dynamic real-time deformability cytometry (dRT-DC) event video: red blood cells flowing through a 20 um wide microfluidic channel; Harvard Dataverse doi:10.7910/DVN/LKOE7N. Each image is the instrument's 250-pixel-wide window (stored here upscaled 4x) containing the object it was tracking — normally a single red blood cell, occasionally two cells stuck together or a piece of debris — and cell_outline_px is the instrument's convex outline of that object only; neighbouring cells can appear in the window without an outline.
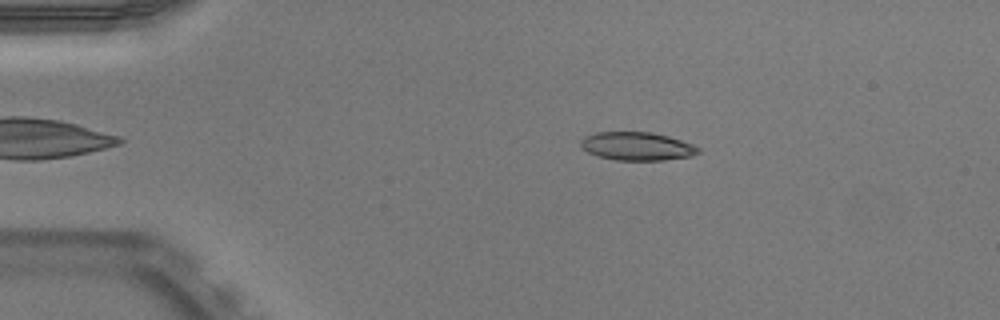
{"species": "Egyptian fruit bat (a non-hibernating species)", "species_latin": "Rousettus aegyptiacus", "temperature_condition": "warm", "stored_images_in_passage": 46, "camera_frame_rate_fps": 3000, "um_per_image_px": 0.085, "animal": {"sex": "male"}, "frame": {"image": 1, "passage_image": 5, "time_ms": 1.333, "image_size_px": [1000, 320], "cell_outline_px": [[700, 152], [692, 156], [664, 160], [616, 160], [596, 156], [588, 152], [580, 144], [580, 140], [584, 136], [596, 132], [652, 132], [668, 136], [692, 144], [700, 148]], "centroid_in_image_um": [54.14, 12.43], "position_along_channel_um": 30.9, "area_um2": 19.42}}
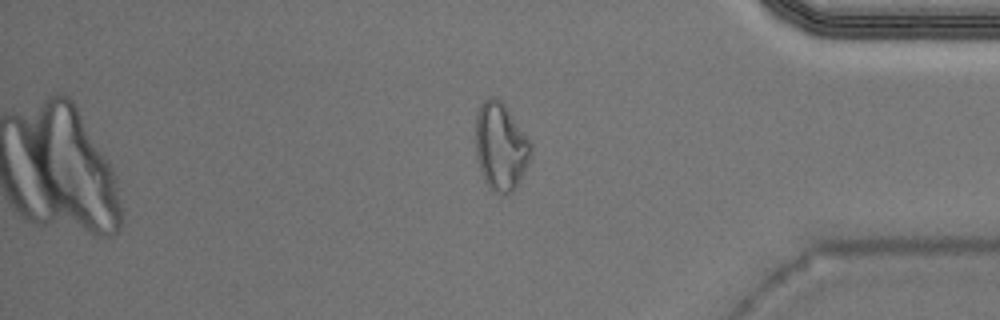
{"frame": {"image": 2, "passage_image": 38, "time_ms": 12.333, "image_size_px": [1000, 320], "cell_outline_px": [[532, 156], [520, 180], [512, 192], [500, 196], [492, 192], [488, 188], [484, 180], [476, 156], [476, 112], [480, 104], [488, 96], [496, 96], [504, 104], [532, 140]], "centroid_in_image_um": [42.58, 12.46], "position_along_channel_um": 392.6, "area_um2": 28.96}}
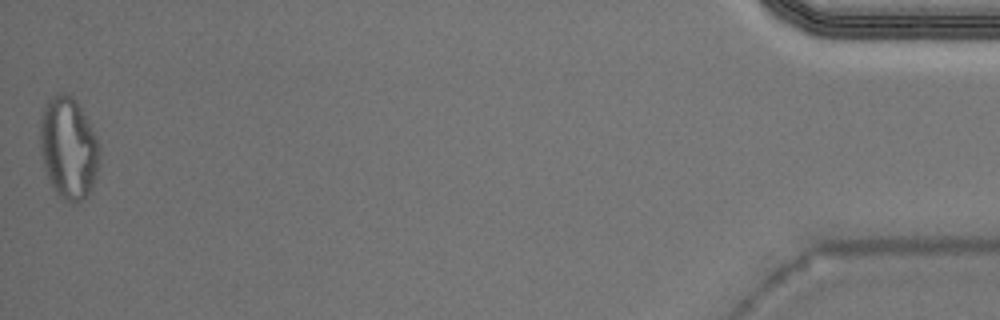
{"frame": {"image": 3, "passage_image": 46, "time_ms": 15.0, "image_size_px": [1000, 320], "cell_outline_px": [[100, 164], [92, 188], [88, 196], [72, 204], [60, 196], [56, 192], [44, 168], [40, 148], [40, 120], [44, 108], [48, 100], [56, 92], [64, 92], [72, 96], [76, 100], [100, 148]], "centroid_in_image_um": [5.82, 12.59], "position_along_channel_um": 429.4, "area_um2": 35.03}, "authors_computed_cell_mechanics": {"area_um2": 20.5768, "velocity_mm_per_s": 3.9725, "shape_relaxation_time_tau1_ms": null, "shape_relaxation_time_tau2_ms": 2.2947, "deformation_change_tau1": null, "deformation_change_tau2": 0.1075}}